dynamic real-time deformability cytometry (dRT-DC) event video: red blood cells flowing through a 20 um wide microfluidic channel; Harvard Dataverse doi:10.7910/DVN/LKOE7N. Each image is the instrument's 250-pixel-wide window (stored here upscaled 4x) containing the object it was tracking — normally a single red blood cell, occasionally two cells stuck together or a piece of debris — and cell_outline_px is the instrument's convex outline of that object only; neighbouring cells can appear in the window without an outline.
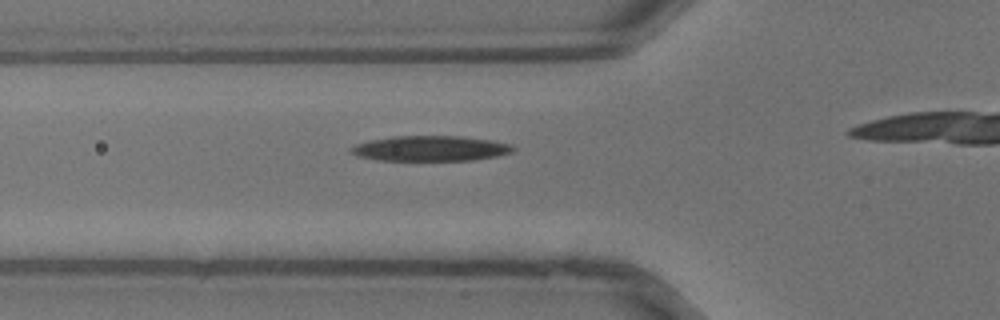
{"species": "common noctule bat (a hibernating species)", "species_latin": "Nyctalus noctula", "temperature_condition": "warm", "stored_images_in_passage": 13, "camera_frame_rate_fps": 3000, "um_per_image_px": 0.085, "animal": {"sex": "male", "body_mass_g": 13.3}, "frame": {"image": 1, "passage_image": 3, "time_ms": 0.667, "image_size_px": [1000, 320], "cell_outline_px": [[516, 148], [512, 152], [496, 156], [472, 160], [376, 160], [356, 156], [348, 148], [356, 144], [372, 140], [392, 136], [460, 136], [492, 140], [512, 144]], "centroid_in_image_um": [36.6, 12.61], "position_along_channel_um": 89.2, "area_um2": 23.87}}
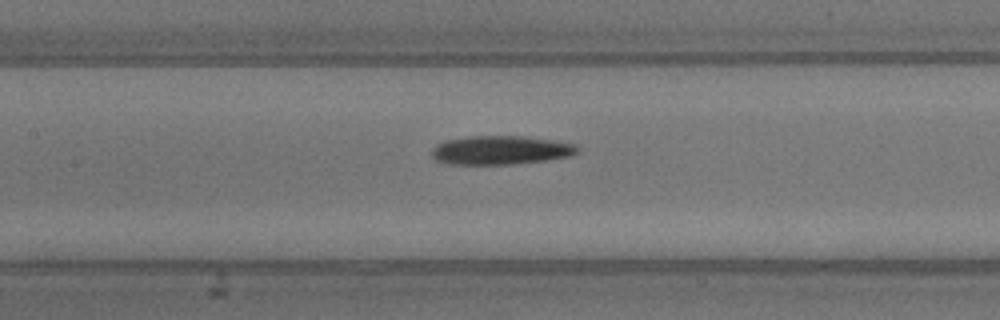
{"frame": {"image": 2, "passage_image": 7, "time_ms": 2.0, "image_size_px": [1000, 320], "cell_outline_px": [[580, 152], [568, 156], [548, 160], [512, 164], [448, 164], [436, 160], [432, 156], [432, 148], [436, 144], [444, 140], [468, 136], [524, 136], [552, 140], [576, 144], [580, 148]], "centroid_in_image_um": [42.56, 12.76], "position_along_channel_um": 164.8, "area_um2": 24.62}}
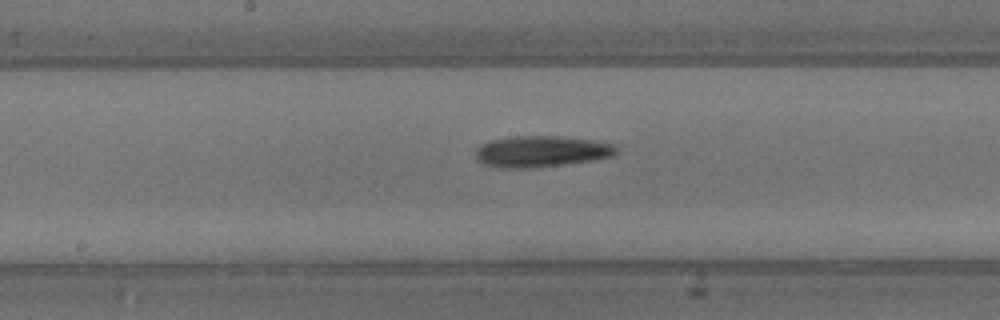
{"frame": {"image": 3, "passage_image": 9, "time_ms": 2.667, "image_size_px": [1000, 320], "cell_outline_px": [[620, 148], [612, 156], [592, 160], [564, 164], [532, 168], [504, 168], [484, 164], [476, 156], [476, 148], [480, 144], [492, 140], [516, 136], [564, 136], [592, 140], [616, 144]], "centroid_in_image_um": [46.05, 12.86], "position_along_channel_um": 202.1, "area_um2": 25.61}}